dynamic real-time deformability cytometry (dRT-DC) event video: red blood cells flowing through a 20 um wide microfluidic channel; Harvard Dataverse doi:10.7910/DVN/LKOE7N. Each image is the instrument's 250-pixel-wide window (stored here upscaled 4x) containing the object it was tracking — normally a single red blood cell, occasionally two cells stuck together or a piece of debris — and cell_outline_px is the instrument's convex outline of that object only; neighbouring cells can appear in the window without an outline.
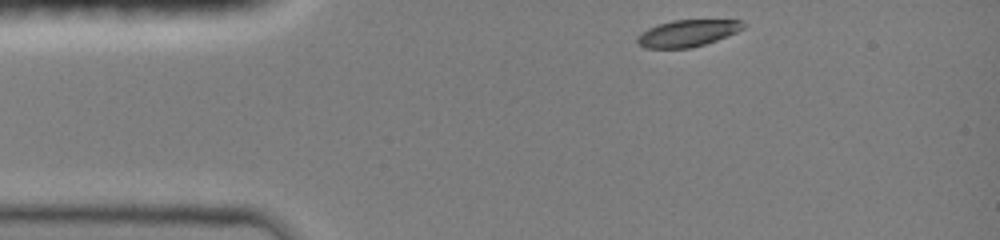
{"species": "common noctule bat (a hibernating species)", "species_latin": "Nyctalus noctula", "temperature_condition": "room temperature", "stored_images_in_passage": 35, "camera_frame_rate_fps": 3000, "um_per_image_px": 0.085, "animal": {"sex": "female", "body_mass_g": 19.0, "forearm_length_mm": 51.5}, "frame": {"image": 1, "passage_image": 1, "time_ms": 0.0, "image_size_px": [1000, 240], "cell_outline_px": [[744, 28], [728, 36], [704, 44], [688, 48], [644, 48], [636, 44], [636, 36], [640, 32], [656, 24], [672, 20], [740, 20], [744, 24]], "centroid_in_image_um": [58.36, 2.82], "position_along_channel_um": 26.6, "area_um2": 16.65}}
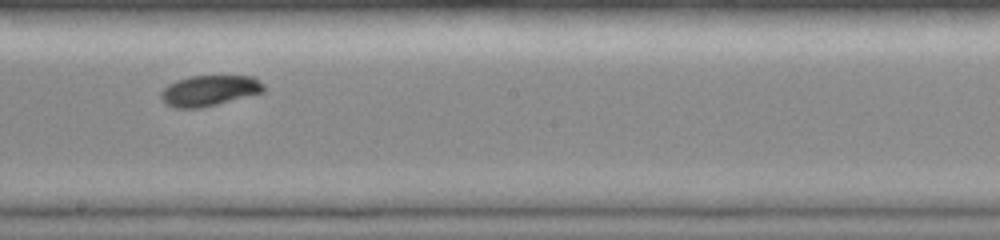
{"frame": {"image": 2, "passage_image": 20, "time_ms": 6.333, "image_size_px": [1000, 240], "cell_outline_px": [[264, 92], [200, 108], [176, 108], [164, 104], [160, 100], [160, 92], [168, 84], [176, 80], [188, 76], [252, 76], [264, 84]], "centroid_in_image_um": [17.74, 7.7], "position_along_channel_um": 230.5, "area_um2": 18.44}}
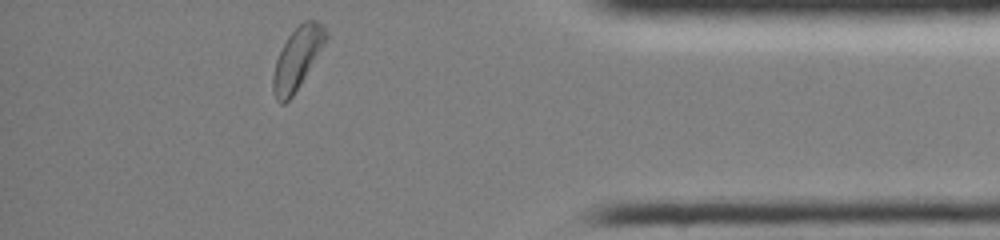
{"frame": {"image": 3, "passage_image": 35, "time_ms": 11.333, "image_size_px": [1000, 240], "cell_outline_px": [[328, 36], [324, 44], [292, 96], [284, 104], [280, 104], [276, 100], [272, 88], [272, 76], [276, 60], [288, 36], [304, 20], [316, 20], [324, 24], [328, 32]], "centroid_in_image_um": [25.26, 4.94], "position_along_channel_um": 409.9, "area_um2": 18.61}, "authors_computed_cell_mechanics": {"area_um2": 18.4382, "velocity_mm_per_s": 4.0097, "shape_relaxation_time_tau1_ms": 2.6229, "shape_relaxation_time_tau2_ms": null, "deformation_change_tau1": 0.1332, "deformation_change_tau2": null}}